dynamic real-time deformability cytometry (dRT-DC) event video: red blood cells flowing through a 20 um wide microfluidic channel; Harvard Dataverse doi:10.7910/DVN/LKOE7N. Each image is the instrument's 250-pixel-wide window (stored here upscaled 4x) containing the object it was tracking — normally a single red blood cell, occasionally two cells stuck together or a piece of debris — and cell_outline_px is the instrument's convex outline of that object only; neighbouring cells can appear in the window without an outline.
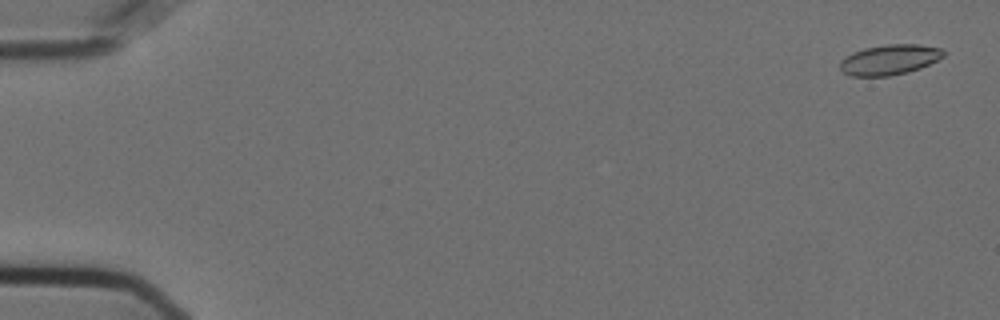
{"species": "Egyptian fruit bat (a non-hibernating species)", "species_latin": "Rousettus aegyptiacus", "temperature_condition": "cold", "stored_images_in_passage": 57, "camera_frame_rate_fps": 3000, "um_per_image_px": 0.085, "animal": {"sex": "female"}, "frame": {"image": 1, "passage_image": 2, "time_ms": 0.333, "image_size_px": [1000, 320], "cell_outline_px": [[944, 56], [920, 68], [908, 72], [888, 76], [852, 76], [844, 72], [840, 68], [840, 60], [852, 52], [864, 48], [888, 44], [920, 44], [940, 48], [944, 52]], "centroid_in_image_um": [75.59, 5.07], "position_along_channel_um": 9.4, "area_um2": 18.15}}
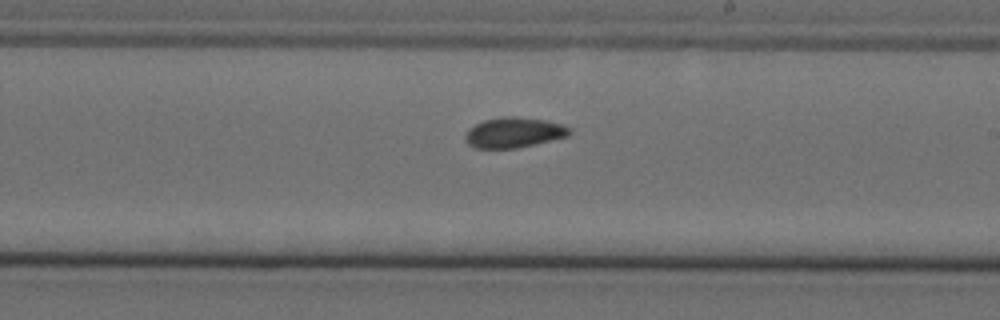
{"frame": {"image": 2, "passage_image": 34, "time_ms": 11.0, "image_size_px": [1000, 320], "cell_outline_px": [[572, 132], [568, 136], [516, 148], [476, 148], [468, 144], [464, 140], [464, 136], [468, 128], [484, 120], [500, 116], [516, 116], [544, 120], [564, 124], [572, 128]], "centroid_in_image_um": [43.68, 11.25], "position_along_channel_um": 245.3, "area_um2": 18.55}}
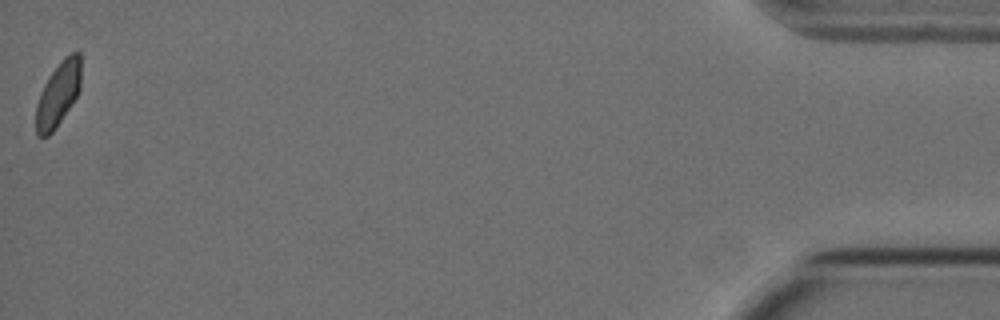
{"frame": {"image": 3, "passage_image": 57, "time_ms": 18.667, "image_size_px": [1000, 320], "cell_outline_px": [[80, 88], [76, 96], [56, 128], [48, 136], [36, 136], [36, 104], [40, 92], [48, 76], [64, 56], [72, 52], [80, 52]], "centroid_in_image_um": [4.92, 7.99], "position_along_channel_um": 430.3, "area_um2": 16.82}, "authors_computed_cell_mechanics": {"area_um2": 18.207, "velocity_mm_per_s": 3.5944, "shape_relaxation_time_tau1_ms": null, "shape_relaxation_time_tau2_ms": 2.024, "deformation_change_tau1": null, "deformation_change_tau2": 0.0586}}